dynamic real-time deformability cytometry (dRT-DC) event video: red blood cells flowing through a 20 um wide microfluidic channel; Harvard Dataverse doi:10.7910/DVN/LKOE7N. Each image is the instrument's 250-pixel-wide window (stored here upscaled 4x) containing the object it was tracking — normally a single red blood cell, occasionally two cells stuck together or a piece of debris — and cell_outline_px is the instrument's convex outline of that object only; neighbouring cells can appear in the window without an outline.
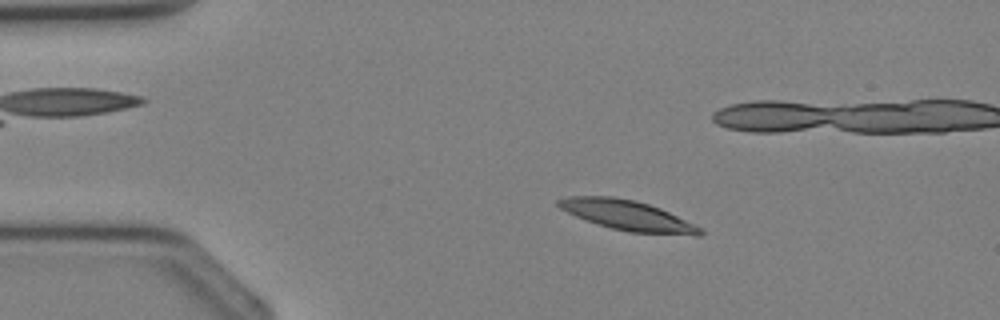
{"species": "Egyptian fruit bat (a non-hibernating species)", "species_latin": "Rousettus aegyptiacus", "temperature_condition": "cold", "stored_images_in_passage": 36, "camera_frame_rate_fps": 3000, "um_per_image_px": 0.085, "animal": {"sex": "female"}, "frame": {"image": 1, "passage_image": 6, "time_ms": 1.667, "image_size_px": [1000, 320], "cell_outline_px": [[704, 232], [700, 236], [696, 236], [628, 232], [612, 228], [576, 216], [560, 208], [556, 204], [556, 200], [568, 196], [612, 196], [636, 200], [660, 208], [700, 228]], "centroid_in_image_um": [53.33, 18.3], "position_along_channel_um": 31.7, "area_um2": 24.51}}
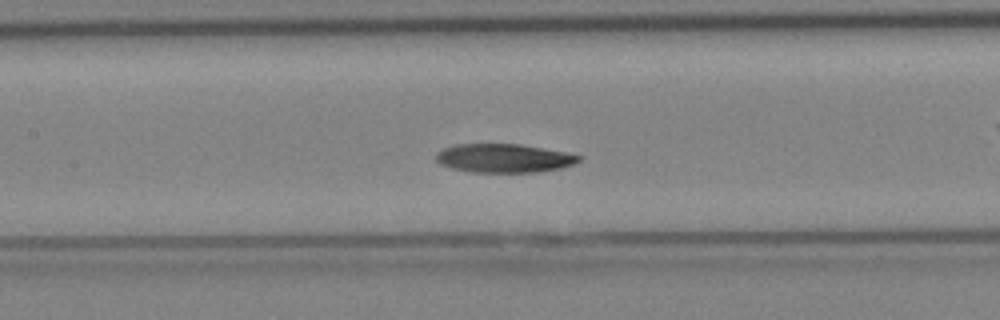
{"frame": {"image": 2, "passage_image": 16, "time_ms": 5.0, "image_size_px": [1000, 320], "cell_outline_px": [[580, 160], [572, 164], [560, 168], [536, 172], [472, 172], [452, 168], [440, 164], [436, 160], [436, 152], [444, 148], [456, 144], [520, 144], [564, 152], [580, 156]], "centroid_in_image_um": [42.78, 13.44], "position_along_channel_um": 164.6, "area_um2": 23.64}}